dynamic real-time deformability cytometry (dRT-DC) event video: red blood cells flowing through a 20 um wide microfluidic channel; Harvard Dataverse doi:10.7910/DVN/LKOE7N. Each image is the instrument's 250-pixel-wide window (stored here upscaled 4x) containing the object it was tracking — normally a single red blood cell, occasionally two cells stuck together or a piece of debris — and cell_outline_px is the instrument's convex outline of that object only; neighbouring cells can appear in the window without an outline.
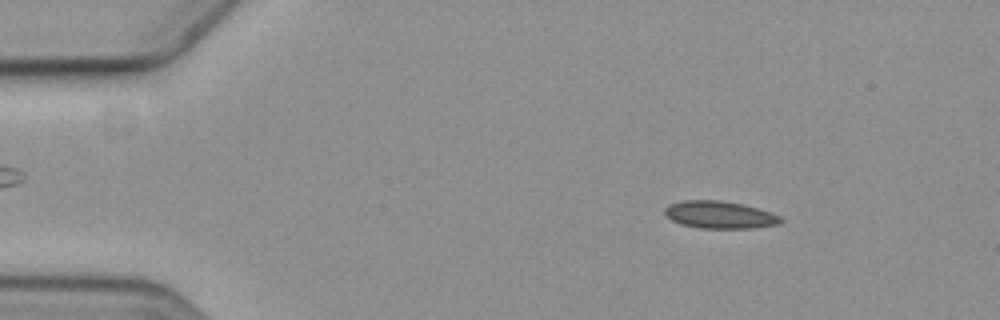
{"species": "common noctule bat (a hibernating species)", "species_latin": "Nyctalus noctula", "temperature_condition": "cold", "stored_images_in_passage": 56, "camera_frame_rate_fps": 3000, "um_per_image_px": 0.085, "animal": {"sex": "female", "body_mass_g": 19.3, "forearm_length_mm": 54.1}, "frame": {"image": 1, "passage_image": 8, "time_ms": 2.333, "image_size_px": [1000, 320], "cell_outline_px": [[784, 220], [780, 224], [756, 228], [700, 228], [680, 224], [664, 216], [664, 208], [668, 204], [684, 200], [720, 200], [740, 204], [756, 208], [780, 216]], "centroid_in_image_um": [61.13, 18.26], "position_along_channel_um": 23.9, "area_um2": 18.55}}
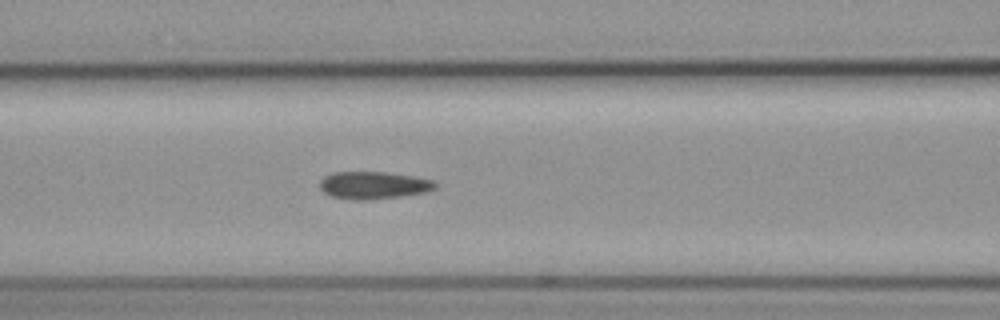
{"frame": {"image": 2, "passage_image": 24, "time_ms": 7.667, "image_size_px": [1000, 320], "cell_outline_px": [[436, 188], [428, 192], [400, 196], [368, 200], [352, 200], [332, 196], [324, 192], [320, 188], [320, 180], [324, 176], [332, 172], [388, 172], [412, 176], [432, 180], [436, 184]], "centroid_in_image_um": [31.74, 15.74], "position_along_channel_um": 134.9, "area_um2": 18.5}}
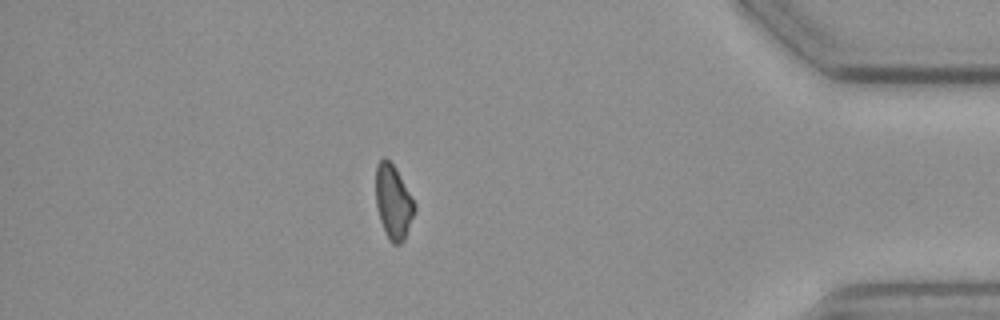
{"frame": {"image": 3, "passage_image": 50, "time_ms": 16.333, "image_size_px": [1000, 320], "cell_outline_px": [[416, 212], [404, 240], [400, 244], [392, 244], [388, 240], [380, 220], [376, 204], [376, 164], [384, 156], [396, 168], [416, 204]], "centroid_in_image_um": [33.44, 17.19], "position_along_channel_um": 401.8, "area_um2": 16.94}}